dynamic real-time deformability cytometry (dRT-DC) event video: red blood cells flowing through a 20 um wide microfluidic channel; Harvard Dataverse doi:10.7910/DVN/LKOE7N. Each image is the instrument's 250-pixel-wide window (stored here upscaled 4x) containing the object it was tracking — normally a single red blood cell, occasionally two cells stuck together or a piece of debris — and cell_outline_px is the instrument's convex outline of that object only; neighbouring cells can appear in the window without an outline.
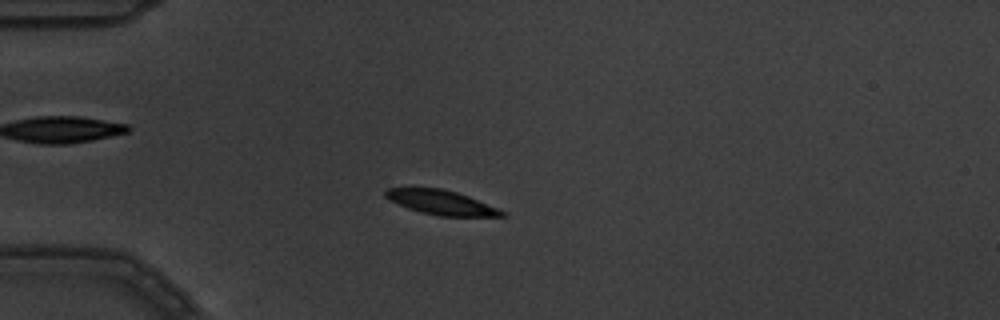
{"species": "common noctule bat (a hibernating species)", "species_latin": "Nyctalus noctula", "temperature_condition": "warm", "stored_images_in_passage": 4, "camera_frame_rate_fps": 3000, "um_per_image_px": 0.085, "animal": {"sex": "male", "body_mass_g": 19.5, "forearm_length_mm": 54.6}, "frame": {"image": 1, "passage_image": 4, "time_ms": 1.0, "image_size_px": [1000, 320], "cell_outline_px": [[508, 216], [440, 216], [420, 212], [408, 208], [384, 196], [384, 192], [388, 188], [440, 188], [456, 192], [468, 196], [500, 208], [508, 212]], "centroid_in_image_um": [37.59, 17.22], "position_along_channel_um": 47.4, "area_um2": 16.53}}